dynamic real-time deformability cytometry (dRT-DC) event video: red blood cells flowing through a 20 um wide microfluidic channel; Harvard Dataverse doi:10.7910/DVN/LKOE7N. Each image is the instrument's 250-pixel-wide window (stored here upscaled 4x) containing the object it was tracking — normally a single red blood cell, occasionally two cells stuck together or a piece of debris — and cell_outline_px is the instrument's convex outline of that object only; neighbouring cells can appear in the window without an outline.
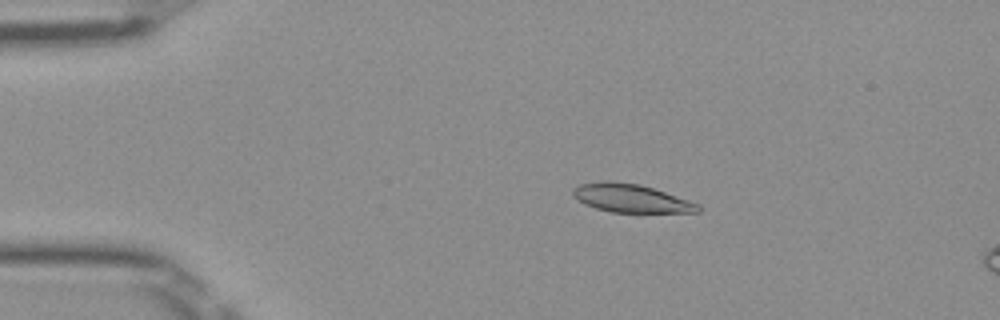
{"species": "Egyptian fruit bat (a non-hibernating species)", "species_latin": "Rousettus aegyptiacus", "temperature_condition": "room temperature", "stored_images_in_passage": 16, "camera_frame_rate_fps": 3000, "um_per_image_px": 0.085, "frame": {"image": 1, "passage_image": 10, "time_ms": 3.0, "image_size_px": [1000, 320], "cell_outline_px": [[700, 212], [612, 212], [596, 208], [584, 204], [572, 196], [572, 188], [580, 184], [604, 180], [608, 180], [640, 184], [700, 204]], "centroid_in_image_um": [53.58, 16.84], "position_along_channel_um": 31.4, "area_um2": 20.58}}